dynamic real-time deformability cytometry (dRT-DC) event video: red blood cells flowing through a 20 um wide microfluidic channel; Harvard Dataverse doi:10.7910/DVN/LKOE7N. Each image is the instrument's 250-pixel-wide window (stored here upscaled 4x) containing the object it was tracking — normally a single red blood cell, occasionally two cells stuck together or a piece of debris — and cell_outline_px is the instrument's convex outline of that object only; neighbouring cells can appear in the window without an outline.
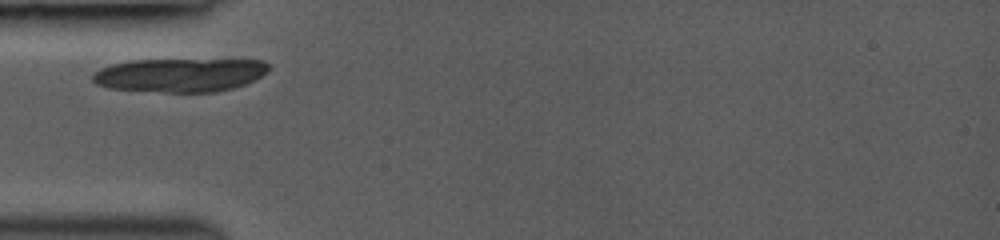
{"species": "common noctule bat (a hibernating species)", "species_latin": "Nyctalus noctula", "temperature_condition": "room temperature", "stored_images_in_passage": 18, "camera_frame_rate_fps": 3000, "um_per_image_px": 0.085, "animal": {"sex": "female", "body_mass_g": 19.0, "forearm_length_mm": 53.3}, "frame": {"image": 1, "passage_image": 1, "time_ms": 0.0, "image_size_px": [1000, 240], "cell_outline_px": [[268, 72], [244, 84], [232, 88], [216, 92], [164, 92], [108, 88], [96, 84], [92, 80], [92, 72], [100, 68], [112, 64], [132, 60], [264, 60], [268, 64]], "centroid_in_image_um": [15.25, 6.37], "position_along_channel_um": 69.8, "area_um2": 34.45}}
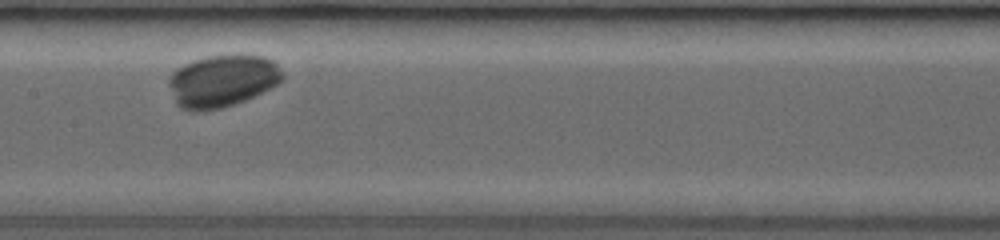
{"frame": {"image": 2, "passage_image": 6, "time_ms": 3.0, "image_size_px": [1000, 240], "cell_outline_px": [[284, 80], [272, 88], [244, 100], [220, 108], [196, 112], [192, 112], [180, 108], [176, 104], [168, 84], [168, 76], [176, 68], [184, 64], [208, 56], [264, 56], [272, 60], [284, 72]], "centroid_in_image_um": [18.88, 6.89], "position_along_channel_um": 188.5, "area_um2": 34.56}}
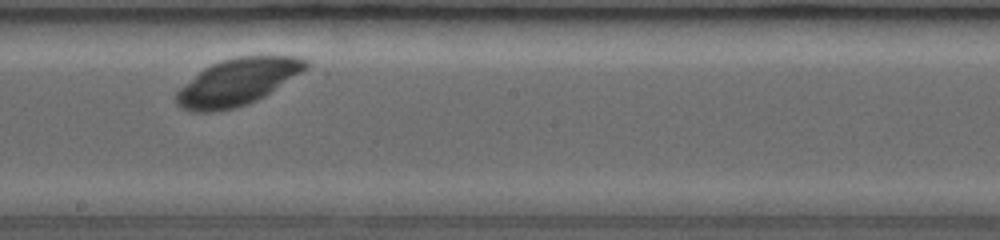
{"frame": {"image": 3, "passage_image": 8, "time_ms": 4.0, "image_size_px": [1000, 240], "cell_outline_px": [[308, 68], [256, 100], [248, 104], [216, 112], [188, 112], [180, 108], [176, 104], [176, 92], [184, 84], [204, 68], [212, 64], [236, 56], [296, 56], [308, 60]], "centroid_in_image_um": [20.14, 6.98], "position_along_channel_um": 228.1, "area_um2": 34.91}}